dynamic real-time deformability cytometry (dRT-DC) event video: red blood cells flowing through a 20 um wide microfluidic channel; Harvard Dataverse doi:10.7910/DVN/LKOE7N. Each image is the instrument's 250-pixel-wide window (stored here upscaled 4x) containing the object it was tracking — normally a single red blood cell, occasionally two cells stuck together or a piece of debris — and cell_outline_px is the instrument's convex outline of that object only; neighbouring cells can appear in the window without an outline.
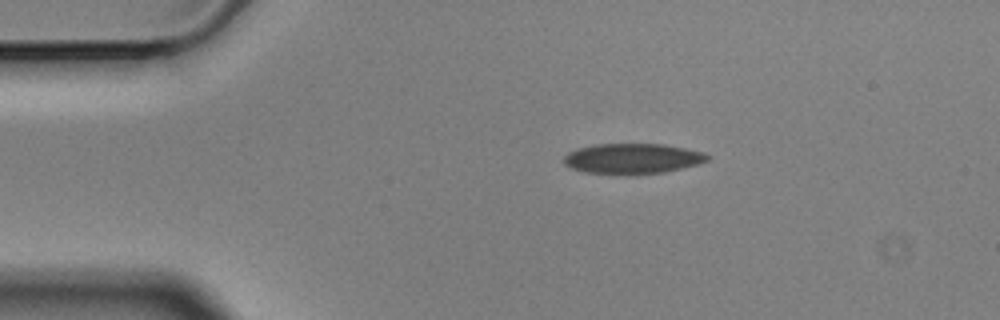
{"species": "Egyptian fruit bat (a non-hibernating species)", "species_latin": "Rousettus aegyptiacus", "temperature_condition": "cold", "stored_images_in_passage": 8, "camera_frame_rate_fps": 3000, "um_per_image_px": 0.085, "animal": {"sex": "male"}, "frame": {"image": 1, "passage_image": 1, "time_ms": 0.0, "image_size_px": [1000, 320], "cell_outline_px": [[712, 156], [708, 160], [700, 164], [664, 172], [584, 172], [568, 168], [564, 164], [564, 156], [568, 152], [576, 148], [596, 144], [664, 144], [704, 152]], "centroid_in_image_um": [53.77, 13.44], "position_along_channel_um": 31.2, "area_um2": 24.85}}
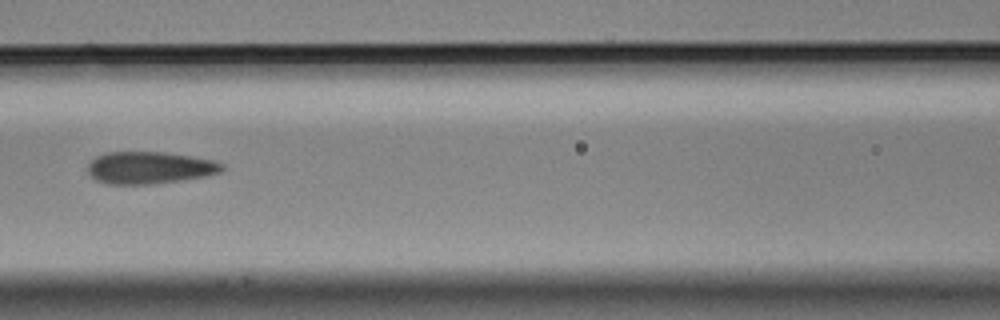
{"frame": {"image": 2, "passage_image": 5, "time_ms": 1.333, "image_size_px": [1000, 320], "cell_outline_px": [[224, 168], [220, 172], [204, 176], [180, 180], [152, 184], [108, 184], [96, 180], [88, 172], [88, 164], [96, 156], [108, 152], [164, 152], [192, 156], [212, 160], [224, 164]], "centroid_in_image_um": [12.71, 14.25], "position_along_channel_um": 153.9, "area_um2": 25.03}}
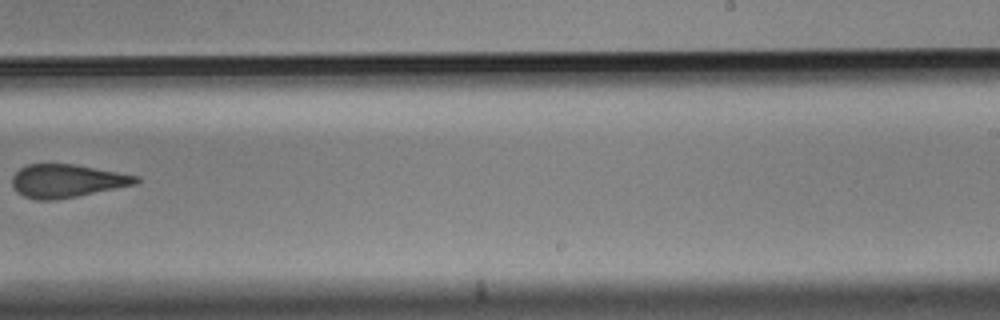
{"frame": {"image": 3, "passage_image": 8, "time_ms": 2.333, "image_size_px": [1000, 320], "cell_outline_px": [[140, 180], [136, 184], [56, 200], [36, 200], [24, 196], [16, 192], [12, 184], [12, 176], [20, 168], [28, 164], [72, 164], [140, 176]], "centroid_in_image_um": [5.66, 15.38], "position_along_channel_um": 283.3, "area_um2": 23.76}}